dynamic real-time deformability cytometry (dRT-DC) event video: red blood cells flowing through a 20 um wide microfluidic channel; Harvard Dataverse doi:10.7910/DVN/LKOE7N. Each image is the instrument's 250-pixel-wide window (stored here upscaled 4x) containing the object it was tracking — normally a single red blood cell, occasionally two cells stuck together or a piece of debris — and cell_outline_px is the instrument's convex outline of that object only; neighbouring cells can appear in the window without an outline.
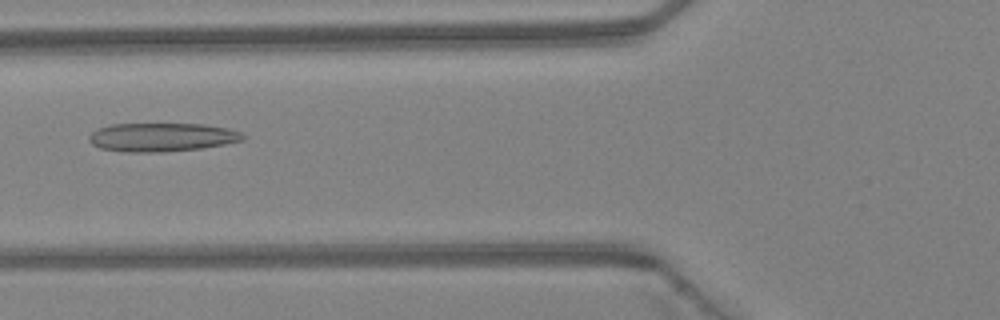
{"species": "Egyptian fruit bat (a non-hibernating species)", "species_latin": "Rousettus aegyptiacus", "temperature_condition": "warm", "stored_images_in_passage": 6, "camera_frame_rate_fps": 3000, "um_per_image_px": 0.085, "animal": {"sex": "female"}, "frame": {"image": 1, "passage_image": 6, "time_ms": 1.667, "image_size_px": [1000, 320], "cell_outline_px": [[248, 136], [244, 140], [224, 144], [200, 148], [164, 152], [124, 152], [100, 148], [92, 144], [88, 140], [88, 136], [96, 128], [112, 124], [204, 124], [228, 128], [240, 132]], "centroid_in_image_um": [13.74, 11.66], "position_along_channel_um": 112.1, "area_um2": 25.84}}